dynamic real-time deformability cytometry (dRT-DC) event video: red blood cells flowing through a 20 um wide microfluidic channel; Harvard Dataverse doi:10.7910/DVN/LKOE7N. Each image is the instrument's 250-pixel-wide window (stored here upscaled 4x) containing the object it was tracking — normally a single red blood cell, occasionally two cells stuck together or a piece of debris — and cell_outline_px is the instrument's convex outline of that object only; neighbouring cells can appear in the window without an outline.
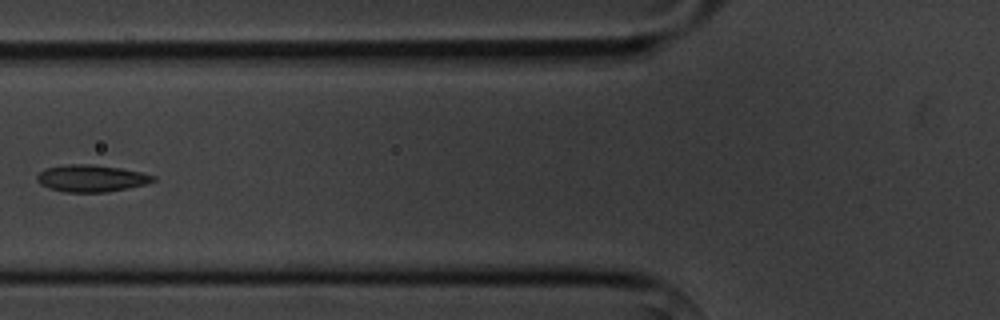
{"species": "common noctule bat (a hibernating species)", "species_latin": "Nyctalus noctula", "temperature_condition": "cold", "stored_images_in_passage": 7, "camera_frame_rate_fps": 3000, "um_per_image_px": 0.085, "animal": {"sex": "male", "body_mass_g": 20.1, "forearm_length_mm": 53.5}, "frame": {"image": 1, "passage_image": 6, "time_ms": 6.667, "image_size_px": [1000, 320], "cell_outline_px": [[156, 180], [144, 184], [128, 188], [108, 192], [64, 192], [48, 188], [40, 184], [36, 180], [36, 176], [44, 168], [64, 164], [92, 164], [120, 168], [140, 172], [156, 176]], "centroid_in_image_um": [7.72, 15.15], "position_along_channel_um": 118.1, "area_um2": 18.38}}
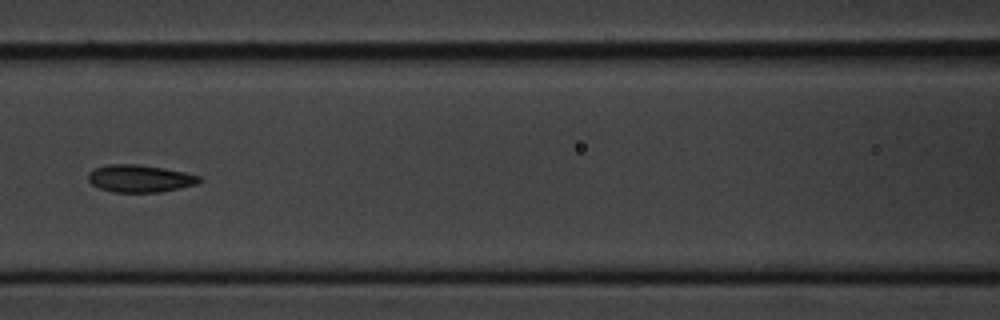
{"frame": {"image": 2, "passage_image": 7, "time_ms": 7.667, "image_size_px": [1000, 320], "cell_outline_px": [[200, 180], [196, 184], [180, 188], [160, 192], [112, 192], [100, 188], [92, 184], [88, 180], [88, 172], [96, 168], [108, 164], [136, 164], [164, 168], [184, 172], [200, 176]], "centroid_in_image_um": [11.87, 15.17], "position_along_channel_um": 154.7, "area_um2": 17.63}}